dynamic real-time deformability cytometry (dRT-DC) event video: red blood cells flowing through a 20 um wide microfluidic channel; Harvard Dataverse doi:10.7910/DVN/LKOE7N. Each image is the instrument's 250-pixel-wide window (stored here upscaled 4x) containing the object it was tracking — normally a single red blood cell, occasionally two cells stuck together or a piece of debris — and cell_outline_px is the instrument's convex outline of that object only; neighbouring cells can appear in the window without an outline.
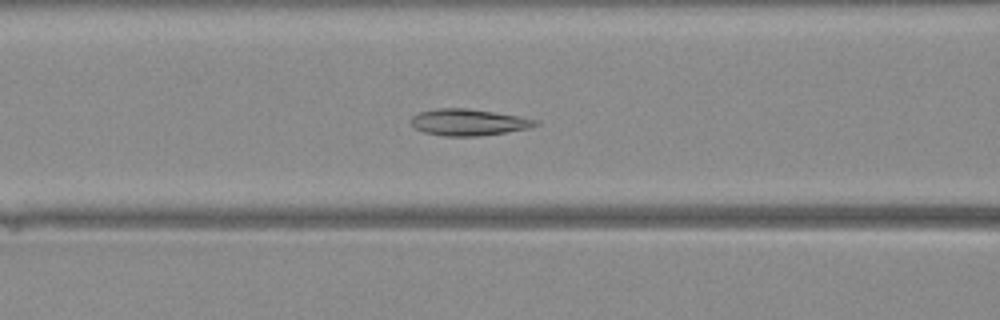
{"species": "Egyptian fruit bat (a non-hibernating species)", "species_latin": "Rousettus aegyptiacus", "temperature_condition": "warm", "stored_images_in_passage": 43, "camera_frame_rate_fps": 3000, "um_per_image_px": 0.085, "animal": {"sex": "female"}, "frame": {"image": 1, "passage_image": 19, "time_ms": 6.0, "image_size_px": [1000, 320], "cell_outline_px": [[540, 124], [528, 128], [480, 136], [444, 136], [424, 132], [416, 128], [412, 124], [412, 116], [420, 112], [440, 108], [464, 108], [492, 112], [516, 116], [536, 120]], "centroid_in_image_um": [39.8, 10.4], "position_along_channel_um": 126.8, "area_um2": 18.79}}
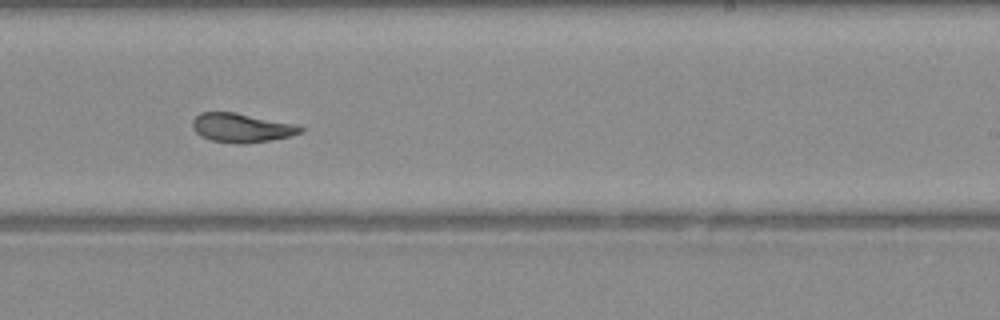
{"frame": {"image": 2, "passage_image": 28, "time_ms": 9.0, "image_size_px": [1000, 320], "cell_outline_px": [[304, 132], [292, 136], [268, 140], [240, 144], [236, 144], [212, 140], [200, 136], [192, 128], [192, 120], [200, 112], [236, 112], [300, 124], [304, 128]], "centroid_in_image_um": [20.58, 10.85], "position_along_channel_um": 268.4, "area_um2": 18.61}}
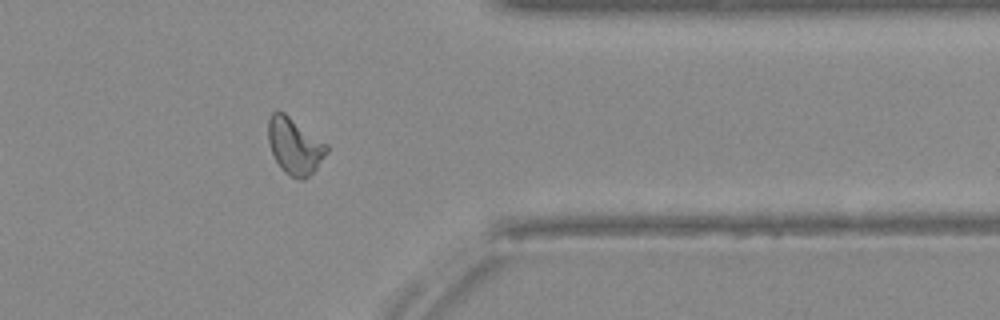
{"frame": {"image": 3, "passage_image": 36, "time_ms": 11.667, "image_size_px": [1000, 320], "cell_outline_px": [[328, 152], [316, 168], [304, 180], [300, 180], [284, 172], [280, 168], [272, 152], [268, 140], [268, 120], [272, 112], [276, 108], [284, 112], [328, 144]], "centroid_in_image_um": [25.04, 12.38], "position_along_channel_um": 386.4, "area_um2": 19.31}}